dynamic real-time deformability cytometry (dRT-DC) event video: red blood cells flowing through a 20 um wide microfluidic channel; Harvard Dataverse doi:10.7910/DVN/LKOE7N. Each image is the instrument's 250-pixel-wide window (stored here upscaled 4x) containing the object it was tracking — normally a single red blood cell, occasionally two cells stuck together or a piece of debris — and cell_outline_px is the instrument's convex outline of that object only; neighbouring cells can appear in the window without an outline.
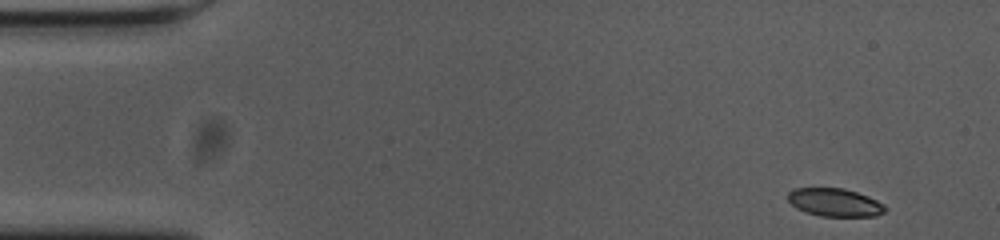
{"species": "common noctule bat (a hibernating species)", "species_latin": "Nyctalus noctula", "temperature_condition": "cold", "stored_images_in_passage": 52, "camera_frame_rate_fps": 3000, "um_per_image_px": 0.085, "animal": {"sex": "female", "body_mass_g": 23.0, "forearm_length_mm": 53.4}, "frame": {"image": 1, "passage_image": 1, "time_ms": 0.0, "image_size_px": [1000, 240], "cell_outline_px": [[888, 208], [884, 212], [876, 216], [820, 216], [796, 208], [788, 200], [788, 192], [792, 188], [844, 188], [868, 196], [884, 204]], "centroid_in_image_um": [70.97, 17.2], "position_along_channel_um": 14.0, "area_um2": 15.9}}
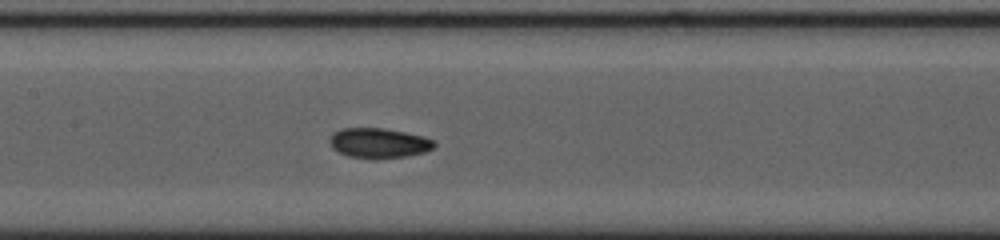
{"frame": {"image": 2, "passage_image": 23, "time_ms": 7.333, "image_size_px": [1000, 240], "cell_outline_px": [[436, 144], [432, 148], [424, 152], [404, 156], [348, 156], [332, 148], [332, 132], [340, 128], [384, 128], [424, 136], [432, 140]], "centroid_in_image_um": [32.21, 12.11], "position_along_channel_um": 175.2, "area_um2": 17.4}}
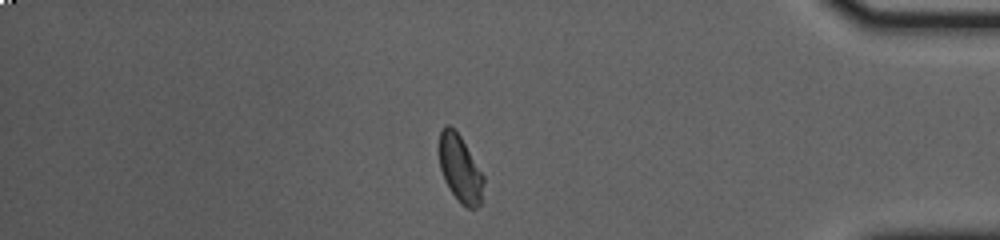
{"frame": {"image": 3, "passage_image": 44, "time_ms": 14.333, "image_size_px": [1000, 240], "cell_outline_px": [[484, 180], [480, 204], [476, 208], [468, 208], [460, 204], [448, 188], [444, 180], [440, 168], [436, 148], [440, 132], [444, 124], [448, 124], [460, 136], [484, 176]], "centroid_in_image_um": [39.05, 14.32], "position_along_channel_um": 396.2, "area_um2": 17.69}, "authors_computed_cell_mechanics": {"area_um2": 17.7157, "velocity_mm_per_s": 3.6662, "shape_relaxation_time_tau1_ms": null, "shape_relaxation_time_tau2_ms": 2.4569, "deformation_change_tau1": null, "deformation_change_tau2": 0.0599}}